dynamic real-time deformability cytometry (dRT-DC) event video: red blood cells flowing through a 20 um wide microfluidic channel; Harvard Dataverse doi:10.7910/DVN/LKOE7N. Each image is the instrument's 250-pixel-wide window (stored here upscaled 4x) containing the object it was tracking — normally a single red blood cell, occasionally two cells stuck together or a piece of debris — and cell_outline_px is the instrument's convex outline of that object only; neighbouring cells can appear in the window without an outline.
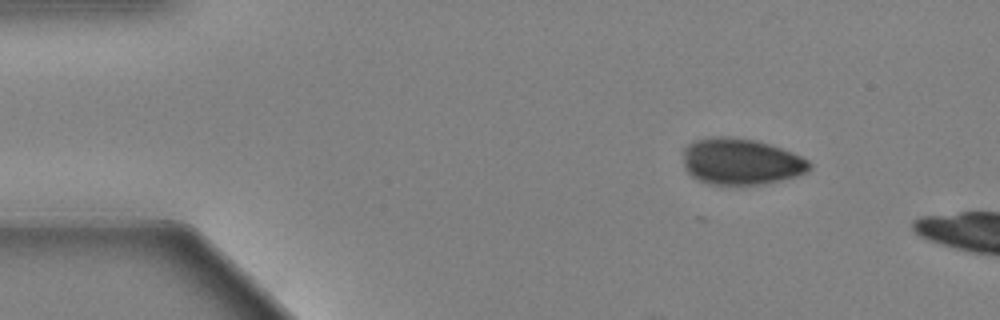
{"species": "Egyptian fruit bat (a non-hibernating species)", "species_latin": "Rousettus aegyptiacus", "temperature_condition": "warm", "stored_images_in_passage": 5, "camera_frame_rate_fps": 3000, "um_per_image_px": 0.085, "animal": {"sex": "female"}, "frame": {"image": 1, "passage_image": 1, "time_ms": 0.0, "image_size_px": [1000, 320], "cell_outline_px": [[812, 168], [796, 176], [756, 184], [708, 184], [692, 176], [684, 168], [684, 148], [688, 144], [696, 140], [716, 136], [724, 136], [756, 140], [792, 152], [808, 160], [812, 164]], "centroid_in_image_um": [62.96, 13.72], "position_along_channel_um": 22.0, "area_um2": 33.64}}